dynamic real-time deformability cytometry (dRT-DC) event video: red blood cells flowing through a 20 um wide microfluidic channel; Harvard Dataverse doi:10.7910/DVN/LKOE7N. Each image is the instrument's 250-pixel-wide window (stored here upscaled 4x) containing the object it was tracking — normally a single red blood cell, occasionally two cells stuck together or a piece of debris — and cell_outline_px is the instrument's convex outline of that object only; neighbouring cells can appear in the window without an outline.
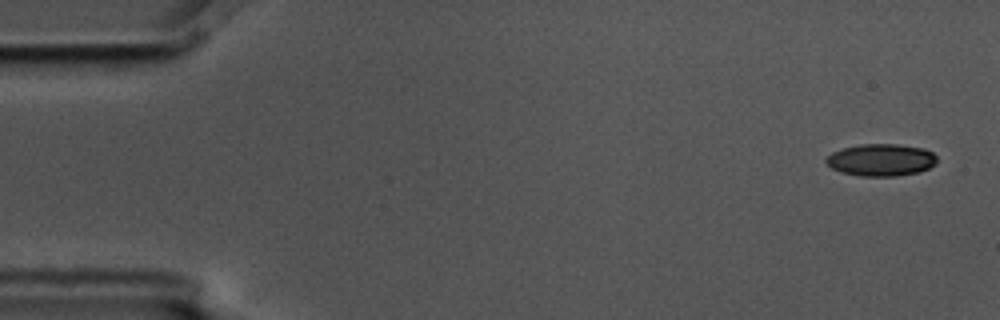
{"species": "common noctule bat (a hibernating species)", "species_latin": "Nyctalus noctula", "temperature_condition": "cold", "stored_images_in_passage": 5, "camera_frame_rate_fps": 3000, "um_per_image_px": 0.085, "animal": {"sex": "male", "body_mass_g": 17.5, "forearm_length_mm": 52.3}, "frame": {"image": 1, "passage_image": 1, "time_ms": 0.0, "image_size_px": [1000, 320], "cell_outline_px": [[936, 164], [920, 172], [896, 176], [860, 176], [840, 172], [832, 168], [824, 160], [832, 152], [844, 148], [860, 144], [896, 144], [924, 148], [932, 152], [936, 156]], "centroid_in_image_um": [74.9, 13.6], "position_along_channel_um": 10.1, "area_um2": 20.81}}